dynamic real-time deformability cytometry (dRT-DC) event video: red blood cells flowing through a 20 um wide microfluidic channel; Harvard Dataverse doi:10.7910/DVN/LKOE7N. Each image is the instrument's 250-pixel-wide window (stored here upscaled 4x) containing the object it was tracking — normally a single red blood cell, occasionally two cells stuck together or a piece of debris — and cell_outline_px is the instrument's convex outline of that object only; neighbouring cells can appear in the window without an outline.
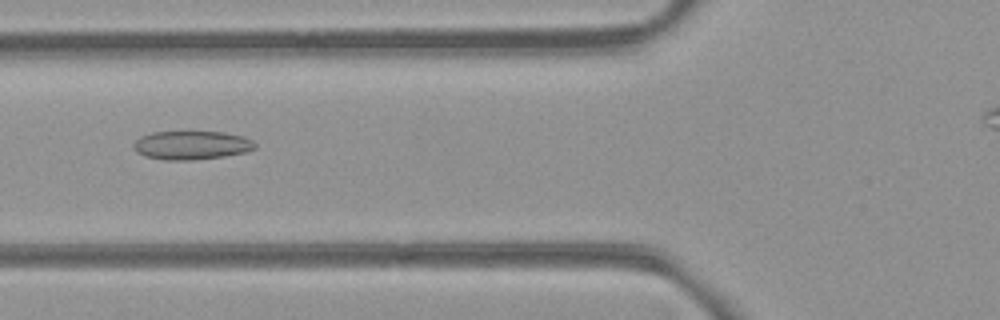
{"species": "common noctule bat (a hibernating species)", "species_latin": "Nyctalus noctula", "temperature_condition": "room temperature", "stored_images_in_passage": 37, "camera_frame_rate_fps": 3000, "um_per_image_px": 0.085, "animal": {"sex": "female", "body_mass_g": 21.9}, "frame": {"image": 1, "passage_image": 10, "time_ms": 3.0, "image_size_px": [1000, 320], "cell_outline_px": [[256, 148], [244, 152], [224, 156], [192, 160], [164, 160], [144, 156], [136, 152], [132, 148], [132, 144], [140, 136], [152, 132], [224, 132], [244, 136], [252, 140], [256, 144]], "centroid_in_image_um": [16.25, 12.34], "position_along_channel_um": 109.6, "area_um2": 20.4}}
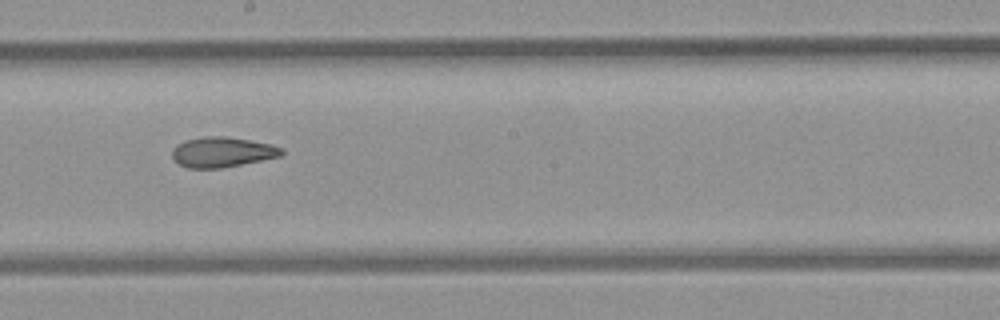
{"frame": {"image": 2, "passage_image": 19, "time_ms": 6.0, "image_size_px": [1000, 320], "cell_outline_px": [[284, 152], [280, 156], [220, 168], [188, 168], [180, 164], [172, 156], [172, 152], [180, 144], [188, 140], [208, 136], [224, 136], [272, 144], [284, 148]], "centroid_in_image_um": [18.94, 12.93], "position_along_channel_um": 229.3, "area_um2": 18.73}}
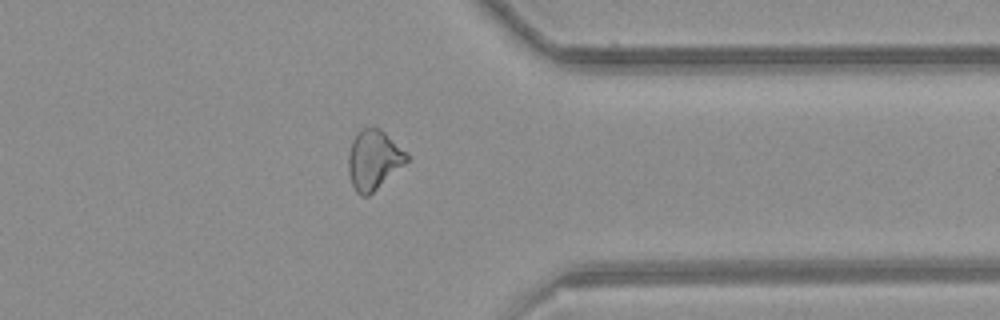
{"frame": {"image": 3, "passage_image": 31, "time_ms": 10.0, "image_size_px": [1000, 320], "cell_outline_px": [[408, 160], [404, 164], [368, 196], [360, 196], [356, 192], [352, 184], [348, 172], [348, 152], [352, 140], [356, 132], [364, 128], [380, 128], [408, 152]], "centroid_in_image_um": [31.74, 13.57], "position_along_channel_um": 379.7, "area_um2": 20.23}}